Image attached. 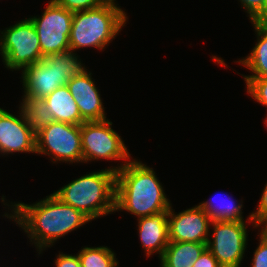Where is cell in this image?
<instances>
[{
	"label": "cell",
	"mask_w": 267,
	"mask_h": 267,
	"mask_svg": "<svg viewBox=\"0 0 267 267\" xmlns=\"http://www.w3.org/2000/svg\"><path fill=\"white\" fill-rule=\"evenodd\" d=\"M1 203L11 210L4 212L3 218L13 220L26 233L30 244L37 249V255L54 246L58 239L91 222L82 212L63 203L53 193L33 204L8 203L2 195Z\"/></svg>",
	"instance_id": "cell-1"
},
{
	"label": "cell",
	"mask_w": 267,
	"mask_h": 267,
	"mask_svg": "<svg viewBox=\"0 0 267 267\" xmlns=\"http://www.w3.org/2000/svg\"><path fill=\"white\" fill-rule=\"evenodd\" d=\"M152 167L130 160L116 172L115 212L126 211L138 218L169 211L171 201Z\"/></svg>",
	"instance_id": "cell-2"
},
{
	"label": "cell",
	"mask_w": 267,
	"mask_h": 267,
	"mask_svg": "<svg viewBox=\"0 0 267 267\" xmlns=\"http://www.w3.org/2000/svg\"><path fill=\"white\" fill-rule=\"evenodd\" d=\"M53 194L91 221L96 220L115 213L116 172L106 168L86 173Z\"/></svg>",
	"instance_id": "cell-3"
},
{
	"label": "cell",
	"mask_w": 267,
	"mask_h": 267,
	"mask_svg": "<svg viewBox=\"0 0 267 267\" xmlns=\"http://www.w3.org/2000/svg\"><path fill=\"white\" fill-rule=\"evenodd\" d=\"M116 0H109L96 8L77 11L69 37L70 51L92 47L104 51L121 32L128 16ZM119 5V6H118Z\"/></svg>",
	"instance_id": "cell-4"
},
{
	"label": "cell",
	"mask_w": 267,
	"mask_h": 267,
	"mask_svg": "<svg viewBox=\"0 0 267 267\" xmlns=\"http://www.w3.org/2000/svg\"><path fill=\"white\" fill-rule=\"evenodd\" d=\"M77 53L66 51L50 54L21 70L23 96L44 99L78 75L85 65Z\"/></svg>",
	"instance_id": "cell-5"
},
{
	"label": "cell",
	"mask_w": 267,
	"mask_h": 267,
	"mask_svg": "<svg viewBox=\"0 0 267 267\" xmlns=\"http://www.w3.org/2000/svg\"><path fill=\"white\" fill-rule=\"evenodd\" d=\"M113 122L103 121L83 122L80 125L83 163L102 160H114L122 163L117 166H108L118 172L133 157L125 145L122 137L112 128ZM124 161V162H123Z\"/></svg>",
	"instance_id": "cell-6"
},
{
	"label": "cell",
	"mask_w": 267,
	"mask_h": 267,
	"mask_svg": "<svg viewBox=\"0 0 267 267\" xmlns=\"http://www.w3.org/2000/svg\"><path fill=\"white\" fill-rule=\"evenodd\" d=\"M0 30V55L6 69L20 71L43 59L36 29L29 18Z\"/></svg>",
	"instance_id": "cell-7"
},
{
	"label": "cell",
	"mask_w": 267,
	"mask_h": 267,
	"mask_svg": "<svg viewBox=\"0 0 267 267\" xmlns=\"http://www.w3.org/2000/svg\"><path fill=\"white\" fill-rule=\"evenodd\" d=\"M36 154L53 163H83L80 125L52 122L36 134Z\"/></svg>",
	"instance_id": "cell-8"
},
{
	"label": "cell",
	"mask_w": 267,
	"mask_h": 267,
	"mask_svg": "<svg viewBox=\"0 0 267 267\" xmlns=\"http://www.w3.org/2000/svg\"><path fill=\"white\" fill-rule=\"evenodd\" d=\"M247 223L257 229L254 221H211L207 249L221 267L242 265L248 245Z\"/></svg>",
	"instance_id": "cell-9"
},
{
	"label": "cell",
	"mask_w": 267,
	"mask_h": 267,
	"mask_svg": "<svg viewBox=\"0 0 267 267\" xmlns=\"http://www.w3.org/2000/svg\"><path fill=\"white\" fill-rule=\"evenodd\" d=\"M74 12L49 0L41 16H31L41 47L42 57L70 51L69 37Z\"/></svg>",
	"instance_id": "cell-10"
},
{
	"label": "cell",
	"mask_w": 267,
	"mask_h": 267,
	"mask_svg": "<svg viewBox=\"0 0 267 267\" xmlns=\"http://www.w3.org/2000/svg\"><path fill=\"white\" fill-rule=\"evenodd\" d=\"M18 115L0 108V155L36 154V134L27 123L20 107Z\"/></svg>",
	"instance_id": "cell-11"
},
{
	"label": "cell",
	"mask_w": 267,
	"mask_h": 267,
	"mask_svg": "<svg viewBox=\"0 0 267 267\" xmlns=\"http://www.w3.org/2000/svg\"><path fill=\"white\" fill-rule=\"evenodd\" d=\"M172 208L168 214L169 242L208 243L211 219L198 205L178 214Z\"/></svg>",
	"instance_id": "cell-12"
},
{
	"label": "cell",
	"mask_w": 267,
	"mask_h": 267,
	"mask_svg": "<svg viewBox=\"0 0 267 267\" xmlns=\"http://www.w3.org/2000/svg\"><path fill=\"white\" fill-rule=\"evenodd\" d=\"M92 75V72L85 68L69 80L66 85L78 105L81 118L85 122L108 119L102 102L103 98Z\"/></svg>",
	"instance_id": "cell-13"
},
{
	"label": "cell",
	"mask_w": 267,
	"mask_h": 267,
	"mask_svg": "<svg viewBox=\"0 0 267 267\" xmlns=\"http://www.w3.org/2000/svg\"><path fill=\"white\" fill-rule=\"evenodd\" d=\"M168 214L163 211L137 219L138 236L147 257L158 254L160 259L169 244Z\"/></svg>",
	"instance_id": "cell-14"
},
{
	"label": "cell",
	"mask_w": 267,
	"mask_h": 267,
	"mask_svg": "<svg viewBox=\"0 0 267 267\" xmlns=\"http://www.w3.org/2000/svg\"><path fill=\"white\" fill-rule=\"evenodd\" d=\"M48 106L55 122L81 125L85 122L80 115L77 103L67 86L54 90L43 99Z\"/></svg>",
	"instance_id": "cell-15"
},
{
	"label": "cell",
	"mask_w": 267,
	"mask_h": 267,
	"mask_svg": "<svg viewBox=\"0 0 267 267\" xmlns=\"http://www.w3.org/2000/svg\"><path fill=\"white\" fill-rule=\"evenodd\" d=\"M218 194L216 193L214 198H209V200L207 199L198 204L211 221H253L251 213H249L247 220H244L242 199L235 202L232 196H229L227 193H223L221 197L217 196Z\"/></svg>",
	"instance_id": "cell-16"
},
{
	"label": "cell",
	"mask_w": 267,
	"mask_h": 267,
	"mask_svg": "<svg viewBox=\"0 0 267 267\" xmlns=\"http://www.w3.org/2000/svg\"><path fill=\"white\" fill-rule=\"evenodd\" d=\"M257 41L253 49L246 57L238 61L252 74L243 75V77H267V22H252Z\"/></svg>",
	"instance_id": "cell-17"
},
{
	"label": "cell",
	"mask_w": 267,
	"mask_h": 267,
	"mask_svg": "<svg viewBox=\"0 0 267 267\" xmlns=\"http://www.w3.org/2000/svg\"><path fill=\"white\" fill-rule=\"evenodd\" d=\"M206 249L207 243L169 242L159 259L160 267H192Z\"/></svg>",
	"instance_id": "cell-18"
},
{
	"label": "cell",
	"mask_w": 267,
	"mask_h": 267,
	"mask_svg": "<svg viewBox=\"0 0 267 267\" xmlns=\"http://www.w3.org/2000/svg\"><path fill=\"white\" fill-rule=\"evenodd\" d=\"M22 102L19 105L27 123L32 131L37 134L50 123L54 122L51 112L43 99L32 97H21Z\"/></svg>",
	"instance_id": "cell-19"
},
{
	"label": "cell",
	"mask_w": 267,
	"mask_h": 267,
	"mask_svg": "<svg viewBox=\"0 0 267 267\" xmlns=\"http://www.w3.org/2000/svg\"><path fill=\"white\" fill-rule=\"evenodd\" d=\"M81 267H118L116 253L107 246H84L77 253Z\"/></svg>",
	"instance_id": "cell-20"
},
{
	"label": "cell",
	"mask_w": 267,
	"mask_h": 267,
	"mask_svg": "<svg viewBox=\"0 0 267 267\" xmlns=\"http://www.w3.org/2000/svg\"><path fill=\"white\" fill-rule=\"evenodd\" d=\"M246 83V92L253 101L267 108V77H243Z\"/></svg>",
	"instance_id": "cell-21"
},
{
	"label": "cell",
	"mask_w": 267,
	"mask_h": 267,
	"mask_svg": "<svg viewBox=\"0 0 267 267\" xmlns=\"http://www.w3.org/2000/svg\"><path fill=\"white\" fill-rule=\"evenodd\" d=\"M250 22H267V0H239Z\"/></svg>",
	"instance_id": "cell-22"
},
{
	"label": "cell",
	"mask_w": 267,
	"mask_h": 267,
	"mask_svg": "<svg viewBox=\"0 0 267 267\" xmlns=\"http://www.w3.org/2000/svg\"><path fill=\"white\" fill-rule=\"evenodd\" d=\"M58 6L68 11L77 12L96 8L109 0H53Z\"/></svg>",
	"instance_id": "cell-23"
},
{
	"label": "cell",
	"mask_w": 267,
	"mask_h": 267,
	"mask_svg": "<svg viewBox=\"0 0 267 267\" xmlns=\"http://www.w3.org/2000/svg\"><path fill=\"white\" fill-rule=\"evenodd\" d=\"M258 237L259 244L253 252L251 267H267V238L261 232Z\"/></svg>",
	"instance_id": "cell-24"
},
{
	"label": "cell",
	"mask_w": 267,
	"mask_h": 267,
	"mask_svg": "<svg viewBox=\"0 0 267 267\" xmlns=\"http://www.w3.org/2000/svg\"><path fill=\"white\" fill-rule=\"evenodd\" d=\"M256 208L257 209L254 212H251V217L257 229H259L263 223L267 222V182L263 188L259 203Z\"/></svg>",
	"instance_id": "cell-25"
},
{
	"label": "cell",
	"mask_w": 267,
	"mask_h": 267,
	"mask_svg": "<svg viewBox=\"0 0 267 267\" xmlns=\"http://www.w3.org/2000/svg\"><path fill=\"white\" fill-rule=\"evenodd\" d=\"M55 267H81L80 259L77 254H67L59 252L54 259Z\"/></svg>",
	"instance_id": "cell-26"
},
{
	"label": "cell",
	"mask_w": 267,
	"mask_h": 267,
	"mask_svg": "<svg viewBox=\"0 0 267 267\" xmlns=\"http://www.w3.org/2000/svg\"><path fill=\"white\" fill-rule=\"evenodd\" d=\"M192 267H221L212 253L206 249Z\"/></svg>",
	"instance_id": "cell-27"
},
{
	"label": "cell",
	"mask_w": 267,
	"mask_h": 267,
	"mask_svg": "<svg viewBox=\"0 0 267 267\" xmlns=\"http://www.w3.org/2000/svg\"><path fill=\"white\" fill-rule=\"evenodd\" d=\"M261 226L262 227H259L260 229L257 230H259L258 232H261L267 238V222L263 223Z\"/></svg>",
	"instance_id": "cell-28"
},
{
	"label": "cell",
	"mask_w": 267,
	"mask_h": 267,
	"mask_svg": "<svg viewBox=\"0 0 267 267\" xmlns=\"http://www.w3.org/2000/svg\"><path fill=\"white\" fill-rule=\"evenodd\" d=\"M264 123L266 124L265 126L267 127V115L265 117ZM267 130V129H266Z\"/></svg>",
	"instance_id": "cell-29"
}]
</instances>
